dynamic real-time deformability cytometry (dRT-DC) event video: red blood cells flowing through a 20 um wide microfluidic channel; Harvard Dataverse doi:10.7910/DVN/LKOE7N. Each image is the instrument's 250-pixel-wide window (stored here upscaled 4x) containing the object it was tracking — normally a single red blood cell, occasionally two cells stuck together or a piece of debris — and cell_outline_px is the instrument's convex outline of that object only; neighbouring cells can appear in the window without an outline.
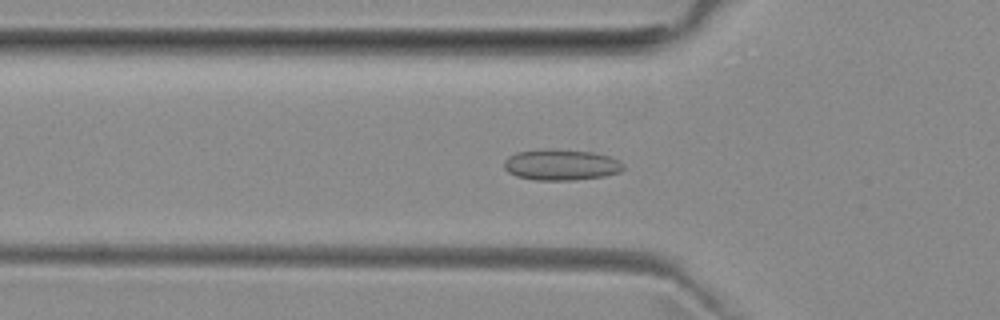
{"species": "common noctule bat (a hibernating species)", "species_latin": "Nyctalus noctula", "temperature_condition": "room temperature", "stored_images_in_passage": 47, "camera_frame_rate_fps": 3000, "um_per_image_px": 0.085, "animal": {"sex": "female", "body_mass_g": 29.2, "forearm_length_mm": 56.3}, "frame": {"image": 1, "passage_image": 11, "time_ms": 3.333, "image_size_px": [1000, 320], "cell_outline_px": [[624, 168], [620, 172], [604, 176], [576, 180], [536, 180], [516, 176], [508, 172], [504, 168], [504, 160], [508, 156], [516, 152], [548, 148], [592, 152], [608, 156], [620, 160], [624, 164]], "centroid_in_image_um": [47.69, 14.0], "position_along_channel_um": 78.1, "area_um2": 21.73}}
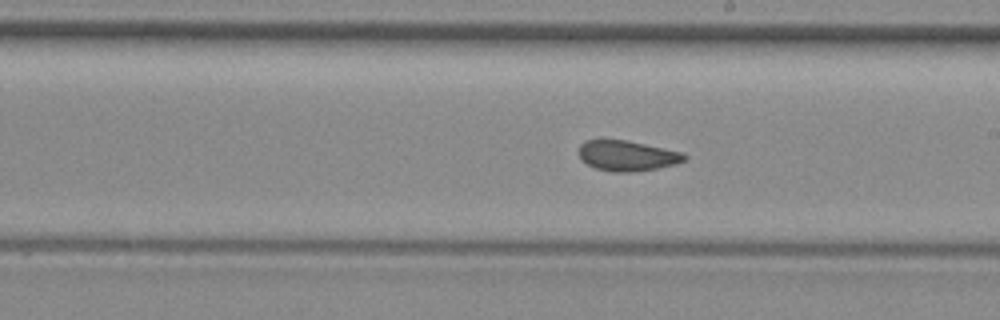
{"frame": {"image": 2, "passage_image": 23, "time_ms": 7.333, "image_size_px": [1000, 320], "cell_outline_px": [[688, 156], [684, 160], [676, 164], [656, 168], [632, 172], [612, 172], [596, 168], [580, 160], [576, 152], [580, 144], [584, 140], [624, 140], [684, 152]], "centroid_in_image_um": [53.26, 13.23], "position_along_channel_um": 235.7, "area_um2": 18.79}}
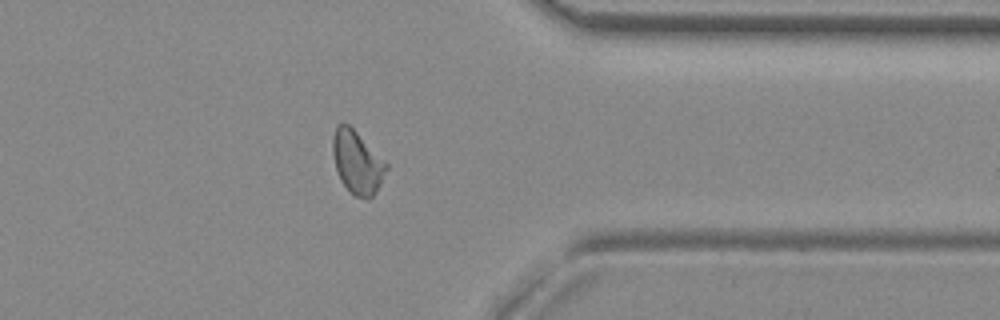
{"frame": {"image": 3, "passage_image": 35, "time_ms": 11.333, "image_size_px": [1000, 320], "cell_outline_px": [[388, 168], [380, 184], [372, 196], [368, 200], [356, 196], [340, 180], [336, 168], [332, 152], [332, 136], [336, 124], [348, 124], [388, 164]], "centroid_in_image_um": [30.34, 13.79], "position_along_channel_um": 381.1, "area_um2": 19.31}, "authors_computed_cell_mechanics": {"area_um2": 19.5364, "velocity_mm_per_s": 3.9264, "shape_relaxation_time_tau1_ms": null, "shape_relaxation_time_tau2_ms": 1.4142, "deformation_change_tau1": null, "deformation_change_tau2": 0.0669}}